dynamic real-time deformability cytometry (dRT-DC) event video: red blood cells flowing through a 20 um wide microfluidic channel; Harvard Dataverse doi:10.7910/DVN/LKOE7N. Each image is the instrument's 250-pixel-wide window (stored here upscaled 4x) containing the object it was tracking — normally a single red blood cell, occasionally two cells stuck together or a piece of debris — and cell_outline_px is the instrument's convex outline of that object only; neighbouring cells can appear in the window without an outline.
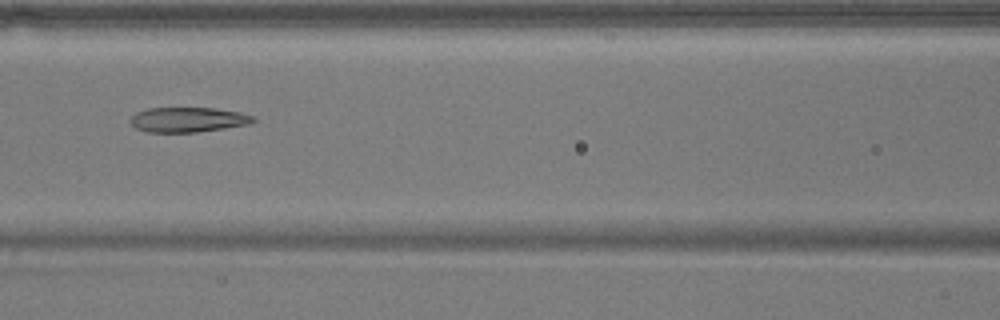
{"species": "common noctule bat (a hibernating species)", "species_latin": "Nyctalus noctula", "temperature_condition": "warm", "stored_images_in_passage": 4, "camera_frame_rate_fps": 3000, "um_per_image_px": 0.085, "animal": {"sex": "male", "body_mass_g": 17.9}, "frame": {"image": 1, "passage_image": 4, "time_ms": 3.333, "image_size_px": [1000, 320], "cell_outline_px": [[256, 120], [252, 124], [196, 132], [148, 132], [136, 128], [128, 120], [136, 112], [148, 108], [212, 108], [240, 112], [252, 116]], "centroid_in_image_um": [15.97, 10.17], "position_along_channel_um": 150.6, "area_um2": 17.8}}